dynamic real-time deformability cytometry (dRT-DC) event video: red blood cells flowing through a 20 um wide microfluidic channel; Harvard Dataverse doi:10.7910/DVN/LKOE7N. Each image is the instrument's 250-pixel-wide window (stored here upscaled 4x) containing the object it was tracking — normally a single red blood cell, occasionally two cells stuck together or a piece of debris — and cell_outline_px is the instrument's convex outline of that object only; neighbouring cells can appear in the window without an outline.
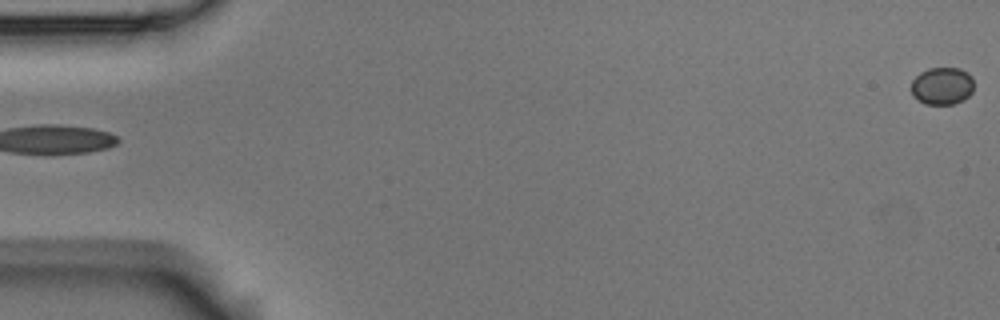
{"species": "Egyptian fruit bat (a non-hibernating species)", "species_latin": "Rousettus aegyptiacus", "temperature_condition": "room temperature", "stored_images_in_passage": 4, "segment_of_instrument_passage": [2, 2], "camera_frame_rate_fps": 3000, "um_per_image_px": 0.085, "animal": {"sex": "male"}, "frame": {"image": 1, "passage_image": 4, "time_ms": 1.0, "image_size_px": [1000, 320], "cell_outline_px": [[972, 92], [964, 100], [952, 104], [924, 104], [916, 100], [912, 96], [912, 80], [920, 72], [928, 68], [960, 68], [968, 72], [972, 76]], "centroid_in_image_um": [80.06, 7.3], "position_along_channel_um": 4.9, "area_um2": 13.81}}